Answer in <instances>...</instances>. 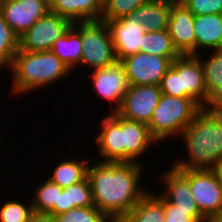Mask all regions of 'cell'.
Wrapping results in <instances>:
<instances>
[{
  "instance_id": "cell-1",
  "label": "cell",
  "mask_w": 222,
  "mask_h": 222,
  "mask_svg": "<svg viewBox=\"0 0 222 222\" xmlns=\"http://www.w3.org/2000/svg\"><path fill=\"white\" fill-rule=\"evenodd\" d=\"M90 160L93 163L89 162L91 166L88 165L87 179L94 206L112 222L123 219L151 190L145 189L146 185H141L145 166L140 163L100 162L93 158Z\"/></svg>"
},
{
  "instance_id": "cell-2",
  "label": "cell",
  "mask_w": 222,
  "mask_h": 222,
  "mask_svg": "<svg viewBox=\"0 0 222 222\" xmlns=\"http://www.w3.org/2000/svg\"><path fill=\"white\" fill-rule=\"evenodd\" d=\"M178 137L187 155L175 159L172 167L214 169L222 162V107L202 108Z\"/></svg>"
},
{
  "instance_id": "cell-3",
  "label": "cell",
  "mask_w": 222,
  "mask_h": 222,
  "mask_svg": "<svg viewBox=\"0 0 222 222\" xmlns=\"http://www.w3.org/2000/svg\"><path fill=\"white\" fill-rule=\"evenodd\" d=\"M8 70L13 76L11 94L18 97L40 88L44 90L43 88L52 83L55 85L73 73L52 51L18 50Z\"/></svg>"
},
{
  "instance_id": "cell-4",
  "label": "cell",
  "mask_w": 222,
  "mask_h": 222,
  "mask_svg": "<svg viewBox=\"0 0 222 222\" xmlns=\"http://www.w3.org/2000/svg\"><path fill=\"white\" fill-rule=\"evenodd\" d=\"M201 109L190 98L162 94L148 124L149 132L158 144L177 138Z\"/></svg>"
},
{
  "instance_id": "cell-5",
  "label": "cell",
  "mask_w": 222,
  "mask_h": 222,
  "mask_svg": "<svg viewBox=\"0 0 222 222\" xmlns=\"http://www.w3.org/2000/svg\"><path fill=\"white\" fill-rule=\"evenodd\" d=\"M72 27L81 35L80 66L85 65L93 70L105 68L117 61L110 30L105 21L75 22Z\"/></svg>"
},
{
  "instance_id": "cell-6",
  "label": "cell",
  "mask_w": 222,
  "mask_h": 222,
  "mask_svg": "<svg viewBox=\"0 0 222 222\" xmlns=\"http://www.w3.org/2000/svg\"><path fill=\"white\" fill-rule=\"evenodd\" d=\"M179 171L188 179L201 215L208 222L222 217V190L214 169Z\"/></svg>"
},
{
  "instance_id": "cell-7",
  "label": "cell",
  "mask_w": 222,
  "mask_h": 222,
  "mask_svg": "<svg viewBox=\"0 0 222 222\" xmlns=\"http://www.w3.org/2000/svg\"><path fill=\"white\" fill-rule=\"evenodd\" d=\"M72 26L71 20L48 11L19 37V50L26 52L51 51L55 40L65 35Z\"/></svg>"
},
{
  "instance_id": "cell-8",
  "label": "cell",
  "mask_w": 222,
  "mask_h": 222,
  "mask_svg": "<svg viewBox=\"0 0 222 222\" xmlns=\"http://www.w3.org/2000/svg\"><path fill=\"white\" fill-rule=\"evenodd\" d=\"M90 74L94 93L111 104V113L116 112L130 86L123 63L116 61L105 68L93 69Z\"/></svg>"
},
{
  "instance_id": "cell-9",
  "label": "cell",
  "mask_w": 222,
  "mask_h": 222,
  "mask_svg": "<svg viewBox=\"0 0 222 222\" xmlns=\"http://www.w3.org/2000/svg\"><path fill=\"white\" fill-rule=\"evenodd\" d=\"M161 95L159 85H130L116 113L127 120L148 125Z\"/></svg>"
},
{
  "instance_id": "cell-10",
  "label": "cell",
  "mask_w": 222,
  "mask_h": 222,
  "mask_svg": "<svg viewBox=\"0 0 222 222\" xmlns=\"http://www.w3.org/2000/svg\"><path fill=\"white\" fill-rule=\"evenodd\" d=\"M130 85H160L172 60L167 57L137 52L121 60Z\"/></svg>"
},
{
  "instance_id": "cell-11",
  "label": "cell",
  "mask_w": 222,
  "mask_h": 222,
  "mask_svg": "<svg viewBox=\"0 0 222 222\" xmlns=\"http://www.w3.org/2000/svg\"><path fill=\"white\" fill-rule=\"evenodd\" d=\"M171 66L180 76L181 91H186V98L195 101L201 108H210L203 71L196 55H180Z\"/></svg>"
},
{
  "instance_id": "cell-12",
  "label": "cell",
  "mask_w": 222,
  "mask_h": 222,
  "mask_svg": "<svg viewBox=\"0 0 222 222\" xmlns=\"http://www.w3.org/2000/svg\"><path fill=\"white\" fill-rule=\"evenodd\" d=\"M48 11V0H3L0 8V14L18 37Z\"/></svg>"
},
{
  "instance_id": "cell-13",
  "label": "cell",
  "mask_w": 222,
  "mask_h": 222,
  "mask_svg": "<svg viewBox=\"0 0 222 222\" xmlns=\"http://www.w3.org/2000/svg\"><path fill=\"white\" fill-rule=\"evenodd\" d=\"M105 21L109 27L110 35L117 61L140 52L143 35L147 32L145 27L134 20L131 15Z\"/></svg>"
},
{
  "instance_id": "cell-14",
  "label": "cell",
  "mask_w": 222,
  "mask_h": 222,
  "mask_svg": "<svg viewBox=\"0 0 222 222\" xmlns=\"http://www.w3.org/2000/svg\"><path fill=\"white\" fill-rule=\"evenodd\" d=\"M100 121L101 129H99L94 143L100 154L98 153L94 160L98 161L100 158V162L124 163L121 116L116 112H109Z\"/></svg>"
},
{
  "instance_id": "cell-15",
  "label": "cell",
  "mask_w": 222,
  "mask_h": 222,
  "mask_svg": "<svg viewBox=\"0 0 222 222\" xmlns=\"http://www.w3.org/2000/svg\"><path fill=\"white\" fill-rule=\"evenodd\" d=\"M194 14L179 0L171 4L168 32L173 45L181 55H196Z\"/></svg>"
},
{
  "instance_id": "cell-16",
  "label": "cell",
  "mask_w": 222,
  "mask_h": 222,
  "mask_svg": "<svg viewBox=\"0 0 222 222\" xmlns=\"http://www.w3.org/2000/svg\"><path fill=\"white\" fill-rule=\"evenodd\" d=\"M122 139L124 146V163L137 162L142 164L141 156L145 155L149 148L159 145L151 136L148 125L136 121H130L121 117ZM139 158V159H138Z\"/></svg>"
},
{
  "instance_id": "cell-17",
  "label": "cell",
  "mask_w": 222,
  "mask_h": 222,
  "mask_svg": "<svg viewBox=\"0 0 222 222\" xmlns=\"http://www.w3.org/2000/svg\"><path fill=\"white\" fill-rule=\"evenodd\" d=\"M167 170L159 175V182L162 184V188H164V191L160 194L169 203L176 205V209L182 211H199L192 196L188 179L171 165Z\"/></svg>"
},
{
  "instance_id": "cell-18",
  "label": "cell",
  "mask_w": 222,
  "mask_h": 222,
  "mask_svg": "<svg viewBox=\"0 0 222 222\" xmlns=\"http://www.w3.org/2000/svg\"><path fill=\"white\" fill-rule=\"evenodd\" d=\"M196 55L200 51L222 49V13L194 15ZM205 49V50H204Z\"/></svg>"
},
{
  "instance_id": "cell-19",
  "label": "cell",
  "mask_w": 222,
  "mask_h": 222,
  "mask_svg": "<svg viewBox=\"0 0 222 222\" xmlns=\"http://www.w3.org/2000/svg\"><path fill=\"white\" fill-rule=\"evenodd\" d=\"M49 11L75 22L101 20L103 0H48Z\"/></svg>"
},
{
  "instance_id": "cell-20",
  "label": "cell",
  "mask_w": 222,
  "mask_h": 222,
  "mask_svg": "<svg viewBox=\"0 0 222 222\" xmlns=\"http://www.w3.org/2000/svg\"><path fill=\"white\" fill-rule=\"evenodd\" d=\"M210 52L208 51L210 56H205V59H202V53L196 56L201 63L210 108L222 107V49Z\"/></svg>"
},
{
  "instance_id": "cell-21",
  "label": "cell",
  "mask_w": 222,
  "mask_h": 222,
  "mask_svg": "<svg viewBox=\"0 0 222 222\" xmlns=\"http://www.w3.org/2000/svg\"><path fill=\"white\" fill-rule=\"evenodd\" d=\"M175 0H150L130 15L145 27L146 31H161L168 28L171 4Z\"/></svg>"
},
{
  "instance_id": "cell-22",
  "label": "cell",
  "mask_w": 222,
  "mask_h": 222,
  "mask_svg": "<svg viewBox=\"0 0 222 222\" xmlns=\"http://www.w3.org/2000/svg\"><path fill=\"white\" fill-rule=\"evenodd\" d=\"M125 222H165L164 197L148 191L123 218Z\"/></svg>"
},
{
  "instance_id": "cell-23",
  "label": "cell",
  "mask_w": 222,
  "mask_h": 222,
  "mask_svg": "<svg viewBox=\"0 0 222 222\" xmlns=\"http://www.w3.org/2000/svg\"><path fill=\"white\" fill-rule=\"evenodd\" d=\"M58 164L52 169L49 177L51 182L64 188L83 181L87 177L88 159H64L60 158ZM65 160V161H64ZM82 160V161H81Z\"/></svg>"
},
{
  "instance_id": "cell-24",
  "label": "cell",
  "mask_w": 222,
  "mask_h": 222,
  "mask_svg": "<svg viewBox=\"0 0 222 222\" xmlns=\"http://www.w3.org/2000/svg\"><path fill=\"white\" fill-rule=\"evenodd\" d=\"M51 51L70 69L74 71L80 67L82 42L81 35L71 27L60 38H57L51 47Z\"/></svg>"
},
{
  "instance_id": "cell-25",
  "label": "cell",
  "mask_w": 222,
  "mask_h": 222,
  "mask_svg": "<svg viewBox=\"0 0 222 222\" xmlns=\"http://www.w3.org/2000/svg\"><path fill=\"white\" fill-rule=\"evenodd\" d=\"M140 52L167 57L172 61L181 55L173 45L172 38L167 29L161 31H147L143 35Z\"/></svg>"
},
{
  "instance_id": "cell-26",
  "label": "cell",
  "mask_w": 222,
  "mask_h": 222,
  "mask_svg": "<svg viewBox=\"0 0 222 222\" xmlns=\"http://www.w3.org/2000/svg\"><path fill=\"white\" fill-rule=\"evenodd\" d=\"M42 181H39V184L36 183L35 188L32 186L33 199L29 200L32 202L33 211L48 213L54 205H58L59 193L62 192L63 188L47 178Z\"/></svg>"
},
{
  "instance_id": "cell-27",
  "label": "cell",
  "mask_w": 222,
  "mask_h": 222,
  "mask_svg": "<svg viewBox=\"0 0 222 222\" xmlns=\"http://www.w3.org/2000/svg\"><path fill=\"white\" fill-rule=\"evenodd\" d=\"M19 50V37L0 14V69L11 67L13 57Z\"/></svg>"
},
{
  "instance_id": "cell-28",
  "label": "cell",
  "mask_w": 222,
  "mask_h": 222,
  "mask_svg": "<svg viewBox=\"0 0 222 222\" xmlns=\"http://www.w3.org/2000/svg\"><path fill=\"white\" fill-rule=\"evenodd\" d=\"M150 0H103L101 20H113L130 15Z\"/></svg>"
},
{
  "instance_id": "cell-29",
  "label": "cell",
  "mask_w": 222,
  "mask_h": 222,
  "mask_svg": "<svg viewBox=\"0 0 222 222\" xmlns=\"http://www.w3.org/2000/svg\"><path fill=\"white\" fill-rule=\"evenodd\" d=\"M12 198L0 206V222H27L33 212L32 202L25 203ZM28 204V205H27Z\"/></svg>"
},
{
  "instance_id": "cell-30",
  "label": "cell",
  "mask_w": 222,
  "mask_h": 222,
  "mask_svg": "<svg viewBox=\"0 0 222 222\" xmlns=\"http://www.w3.org/2000/svg\"><path fill=\"white\" fill-rule=\"evenodd\" d=\"M54 218L56 222H112L95 206L70 209Z\"/></svg>"
},
{
  "instance_id": "cell-31",
  "label": "cell",
  "mask_w": 222,
  "mask_h": 222,
  "mask_svg": "<svg viewBox=\"0 0 222 222\" xmlns=\"http://www.w3.org/2000/svg\"><path fill=\"white\" fill-rule=\"evenodd\" d=\"M63 189L67 192L69 210L77 207L94 206L91 186L87 177L83 181Z\"/></svg>"
},
{
  "instance_id": "cell-32",
  "label": "cell",
  "mask_w": 222,
  "mask_h": 222,
  "mask_svg": "<svg viewBox=\"0 0 222 222\" xmlns=\"http://www.w3.org/2000/svg\"><path fill=\"white\" fill-rule=\"evenodd\" d=\"M165 222H208L200 211H182L164 198Z\"/></svg>"
},
{
  "instance_id": "cell-33",
  "label": "cell",
  "mask_w": 222,
  "mask_h": 222,
  "mask_svg": "<svg viewBox=\"0 0 222 222\" xmlns=\"http://www.w3.org/2000/svg\"><path fill=\"white\" fill-rule=\"evenodd\" d=\"M159 86L162 94L186 98V91H181L180 76L172 66L166 71Z\"/></svg>"
},
{
  "instance_id": "cell-34",
  "label": "cell",
  "mask_w": 222,
  "mask_h": 222,
  "mask_svg": "<svg viewBox=\"0 0 222 222\" xmlns=\"http://www.w3.org/2000/svg\"><path fill=\"white\" fill-rule=\"evenodd\" d=\"M194 15L222 13V0H179Z\"/></svg>"
},
{
  "instance_id": "cell-35",
  "label": "cell",
  "mask_w": 222,
  "mask_h": 222,
  "mask_svg": "<svg viewBox=\"0 0 222 222\" xmlns=\"http://www.w3.org/2000/svg\"><path fill=\"white\" fill-rule=\"evenodd\" d=\"M69 211L67 192L63 189L61 193H59L58 205H54V207L48 212L53 216Z\"/></svg>"
},
{
  "instance_id": "cell-36",
  "label": "cell",
  "mask_w": 222,
  "mask_h": 222,
  "mask_svg": "<svg viewBox=\"0 0 222 222\" xmlns=\"http://www.w3.org/2000/svg\"><path fill=\"white\" fill-rule=\"evenodd\" d=\"M27 222H56V220L50 213L33 211Z\"/></svg>"
},
{
  "instance_id": "cell-37",
  "label": "cell",
  "mask_w": 222,
  "mask_h": 222,
  "mask_svg": "<svg viewBox=\"0 0 222 222\" xmlns=\"http://www.w3.org/2000/svg\"><path fill=\"white\" fill-rule=\"evenodd\" d=\"M214 171L216 172V174L218 176V179L221 184V190H222V162L214 168Z\"/></svg>"
},
{
  "instance_id": "cell-38",
  "label": "cell",
  "mask_w": 222,
  "mask_h": 222,
  "mask_svg": "<svg viewBox=\"0 0 222 222\" xmlns=\"http://www.w3.org/2000/svg\"><path fill=\"white\" fill-rule=\"evenodd\" d=\"M210 222H222V217L216 218V219H214V220H212Z\"/></svg>"
},
{
  "instance_id": "cell-39",
  "label": "cell",
  "mask_w": 222,
  "mask_h": 222,
  "mask_svg": "<svg viewBox=\"0 0 222 222\" xmlns=\"http://www.w3.org/2000/svg\"><path fill=\"white\" fill-rule=\"evenodd\" d=\"M2 141V142H1ZM4 141H5V139L4 138H2V139H0V148H2V147H5L3 144H4ZM2 144V145H1Z\"/></svg>"
},
{
  "instance_id": "cell-40",
  "label": "cell",
  "mask_w": 222,
  "mask_h": 222,
  "mask_svg": "<svg viewBox=\"0 0 222 222\" xmlns=\"http://www.w3.org/2000/svg\"><path fill=\"white\" fill-rule=\"evenodd\" d=\"M114 222H125L123 219L121 220H117V221H114Z\"/></svg>"
},
{
  "instance_id": "cell-41",
  "label": "cell",
  "mask_w": 222,
  "mask_h": 222,
  "mask_svg": "<svg viewBox=\"0 0 222 222\" xmlns=\"http://www.w3.org/2000/svg\"><path fill=\"white\" fill-rule=\"evenodd\" d=\"M2 4H3V0H0V8H1Z\"/></svg>"
}]
</instances>
